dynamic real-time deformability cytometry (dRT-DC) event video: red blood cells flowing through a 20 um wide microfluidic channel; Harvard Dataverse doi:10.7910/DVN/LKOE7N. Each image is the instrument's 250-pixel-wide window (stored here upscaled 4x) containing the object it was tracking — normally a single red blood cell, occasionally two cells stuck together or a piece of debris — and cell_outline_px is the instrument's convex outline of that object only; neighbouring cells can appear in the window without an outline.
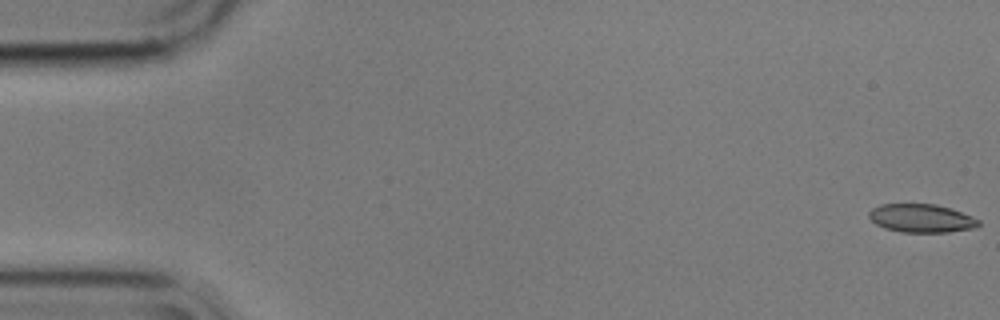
{"species": "common noctule bat (a hibernating species)", "species_latin": "Nyctalus noctula", "temperature_condition": "cold", "stored_images_in_passage": 57, "camera_frame_rate_fps": 3000, "um_per_image_px": 0.085, "animal": {"sex": "male", "body_mass_g": 17.9}, "frame": {"image": 1, "passage_image": 1, "time_ms": 0.0, "image_size_px": [1000, 320], "cell_outline_px": [[980, 224], [976, 228], [948, 232], [900, 232], [884, 228], [876, 224], [868, 216], [868, 212], [872, 208], [880, 204], [936, 204], [952, 208], [972, 216], [980, 220]], "centroid_in_image_um": [78.33, 18.55], "position_along_channel_um": 6.7, "area_um2": 18.32}}
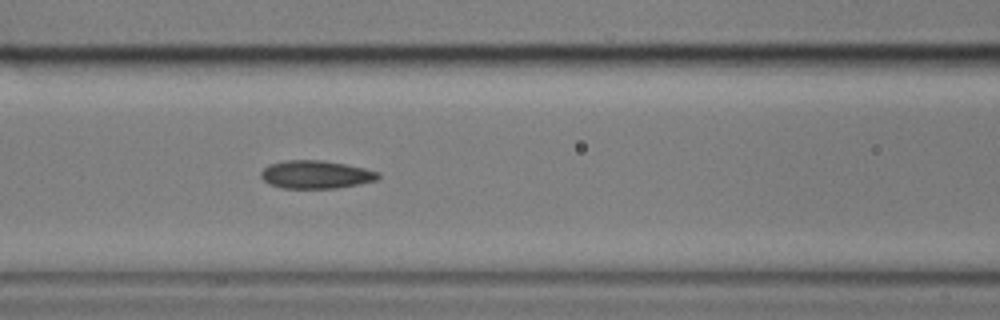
{"frame": {"image": 2, "passage_image": 24, "time_ms": 7.667, "image_size_px": [1000, 320], "cell_outline_px": [[380, 176], [376, 180], [360, 184], [336, 188], [280, 188], [268, 184], [260, 176], [260, 172], [268, 164], [284, 160], [320, 160], [344, 164], [364, 168], [380, 172]], "centroid_in_image_um": [26.82, 14.84], "position_along_channel_um": 139.8, "area_um2": 19.25}}
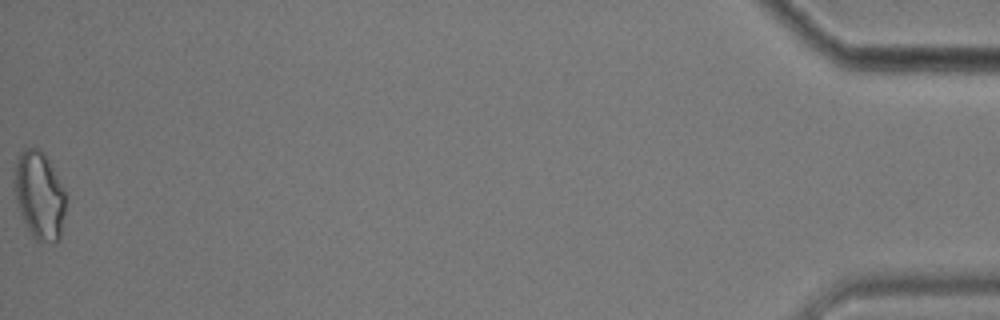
{"frame": {"image": 3, "passage_image": 57, "time_ms": 18.667, "image_size_px": [1000, 320], "cell_outline_px": [[68, 196], [60, 236], [56, 240], [36, 240], [32, 236], [20, 212], [16, 200], [12, 184], [16, 160], [20, 152], [24, 148], [40, 148], [44, 152], [64, 188]], "centroid_in_image_um": [3.34, 16.53], "position_along_channel_um": 431.9, "area_um2": 26.47}, "authors_computed_cell_mechanics": {"area_um2": 19.3052, "velocity_mm_per_s": 3.5468, "shape_relaxation_time_tau1_ms": 7.5764, "shape_relaxation_time_tau2_ms": 3.9067, "deformation_change_tau1": 0.137, "deformation_change_tau2": 0.0948}}